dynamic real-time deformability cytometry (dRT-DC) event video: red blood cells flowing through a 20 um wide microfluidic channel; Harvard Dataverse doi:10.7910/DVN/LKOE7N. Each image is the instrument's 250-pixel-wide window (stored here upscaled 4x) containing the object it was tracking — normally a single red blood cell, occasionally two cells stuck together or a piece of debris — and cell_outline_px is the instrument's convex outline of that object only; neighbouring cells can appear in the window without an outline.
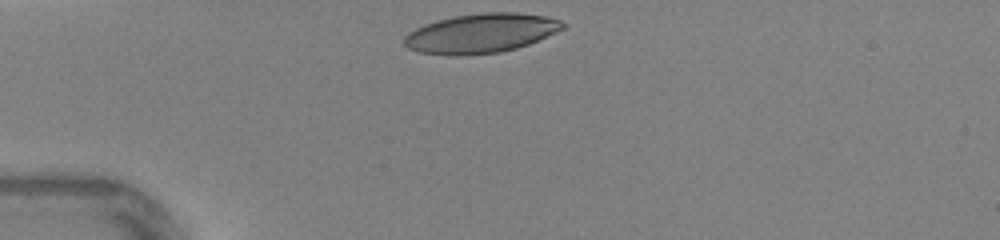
{"species": "human", "species_latin": "Homo sapiens", "temperature_condition": "warm", "stored_images_in_passage": 27, "camera_frame_rate_fps": 3000, "um_per_image_px": 0.085, "donor": {"sex": "female"}, "frame": {"image": 1, "passage_image": 1, "time_ms": 0.0, "image_size_px": [1000, 240], "cell_outline_px": [[564, 28], [556, 32], [528, 44], [516, 48], [500, 52], [460, 56], [448, 56], [420, 52], [408, 48], [404, 44], [404, 36], [408, 32], [424, 24], [436, 20], [452, 16], [484, 12], [516, 12], [544, 16], [560, 20], [564, 24]], "centroid_in_image_um": [40.84, 2.83], "position_along_channel_um": 44.2, "area_um2": 36.47}}
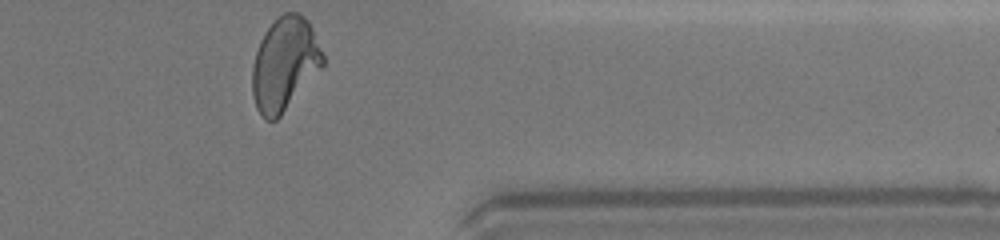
{"frame": {"image": 2, "passage_image": 27, "time_ms": 8.667, "image_size_px": [1000, 240], "cell_outline_px": [[324, 64], [280, 116], [276, 120], [268, 120], [256, 108], [252, 92], [252, 68], [256, 52], [260, 40], [264, 32], [284, 12], [300, 12], [308, 20], [312, 28], [324, 56]], "centroid_in_image_um": [24.18, 5.41], "position_along_channel_um": 387.2, "area_um2": 37.8}, "authors_computed_cell_mechanics": {"area_um2": 37.4544, "velocity_mm_per_s": 4.3863, "shape_relaxation_time_tau1_ms": 5.2653, "shape_relaxation_time_tau2_ms": 0.727, "deformation_change_tau1": 0.2052, "deformation_change_tau2": 0.0744}}